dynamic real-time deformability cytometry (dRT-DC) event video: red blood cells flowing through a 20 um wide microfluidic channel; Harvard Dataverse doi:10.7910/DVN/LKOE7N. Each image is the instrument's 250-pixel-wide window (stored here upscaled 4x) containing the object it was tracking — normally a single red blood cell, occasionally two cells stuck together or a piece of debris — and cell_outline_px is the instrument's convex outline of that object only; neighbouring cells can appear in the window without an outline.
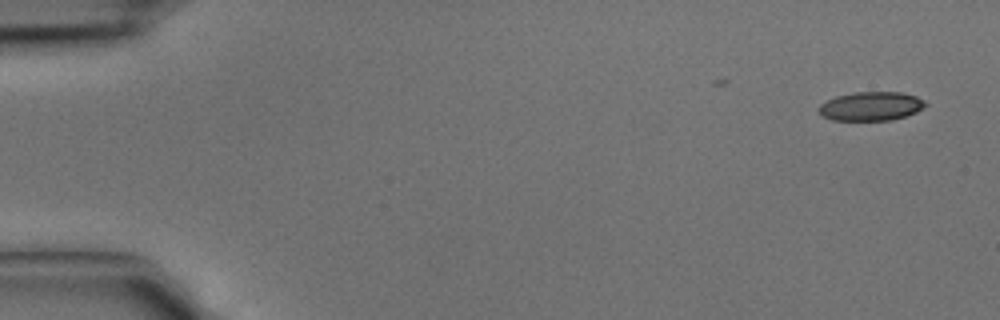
{"species": "common noctule bat (a hibernating species)", "species_latin": "Nyctalus noctula", "temperature_condition": "cold", "stored_images_in_passage": 7, "camera_frame_rate_fps": 3000, "um_per_image_px": 0.085, "animal": {"sex": "male", "body_mass_g": 15.6}, "frame": {"image": 1, "passage_image": 1, "time_ms": 0.0, "image_size_px": [1000, 320], "cell_outline_px": [[928, 104], [924, 108], [916, 112], [892, 120], [832, 120], [824, 116], [816, 108], [820, 104], [836, 96], [852, 92], [900, 92], [916, 96], [924, 100]], "centroid_in_image_um": [74.05, 9.02], "position_along_channel_um": 11.0, "area_um2": 17.98}}